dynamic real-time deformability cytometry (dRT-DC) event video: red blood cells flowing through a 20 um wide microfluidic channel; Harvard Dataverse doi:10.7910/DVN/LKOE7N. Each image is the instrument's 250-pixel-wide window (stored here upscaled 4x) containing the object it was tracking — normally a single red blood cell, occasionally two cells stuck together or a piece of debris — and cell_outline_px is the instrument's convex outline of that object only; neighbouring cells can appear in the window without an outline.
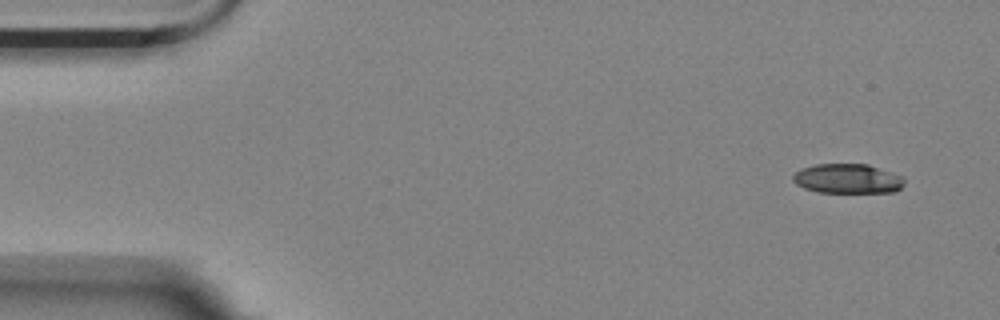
{"species": "Egyptian fruit bat (a non-hibernating species)", "species_latin": "Rousettus aegyptiacus", "temperature_condition": "room temperature", "stored_images_in_passage": 53, "camera_frame_rate_fps": 3000, "um_per_image_px": 0.085, "animal": {"sex": "female"}, "frame": {"image": 1, "passage_image": 1, "time_ms": 0.0, "image_size_px": [1000, 320], "cell_outline_px": [[904, 184], [896, 192], [816, 192], [804, 188], [796, 184], [792, 180], [792, 176], [800, 168], [816, 164], [868, 164], [892, 172], [900, 176], [904, 180]], "centroid_in_image_um": [72.02, 15.18], "position_along_channel_um": 13.0, "area_um2": 19.25}}
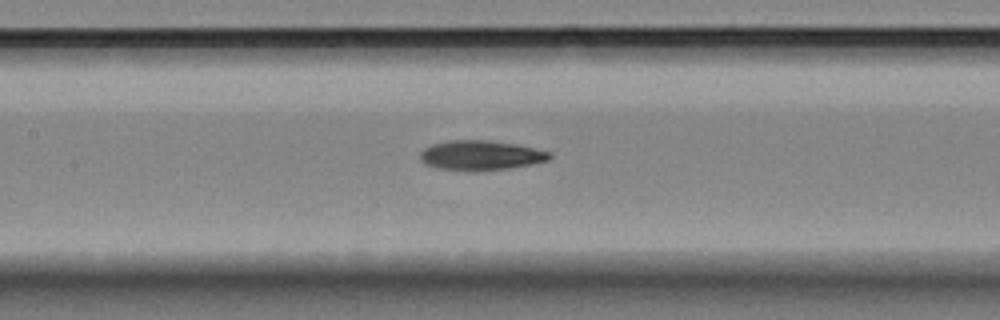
{"frame": {"image": 2, "passage_image": 23, "time_ms": 7.333, "image_size_px": [1000, 320], "cell_outline_px": [[552, 156], [548, 160], [532, 164], [512, 168], [476, 172], [468, 172], [436, 168], [424, 164], [420, 160], [420, 152], [424, 148], [432, 144], [452, 140], [488, 140], [516, 144], [552, 152]], "centroid_in_image_um": [40.85, 13.22], "position_along_channel_um": 166.6, "area_um2": 22.89}}
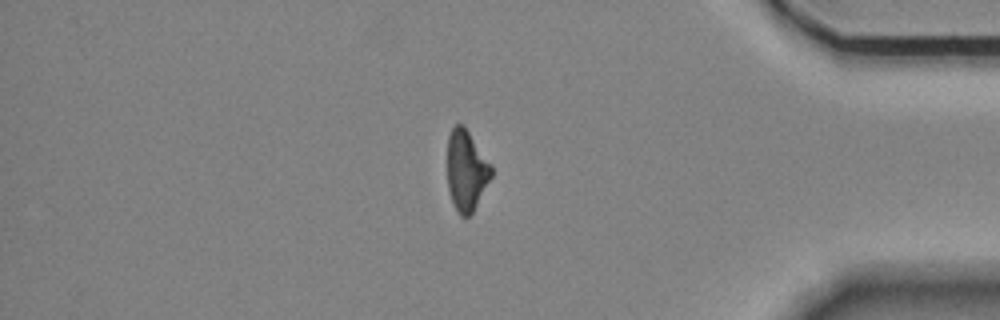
{"frame": {"image": 3, "passage_image": 45, "time_ms": 14.667, "image_size_px": [1000, 320], "cell_outline_px": [[492, 176], [472, 212], [468, 216], [460, 216], [452, 200], [448, 188], [448, 136], [452, 128], [456, 124], [464, 124], [492, 164]], "centroid_in_image_um": [39.65, 14.44], "position_along_channel_um": 395.5, "area_um2": 20.58}, "authors_computed_cell_mechanics": {"area_um2": 21.7328, "velocity_mm_per_s": 3.5317, "shape_relaxation_time_tau1_ms": 6.9051, "shape_relaxation_time_tau2_ms": 10.0699, "deformation_change_tau1": 0.1596, "deformation_change_tau2": 0.2103}}